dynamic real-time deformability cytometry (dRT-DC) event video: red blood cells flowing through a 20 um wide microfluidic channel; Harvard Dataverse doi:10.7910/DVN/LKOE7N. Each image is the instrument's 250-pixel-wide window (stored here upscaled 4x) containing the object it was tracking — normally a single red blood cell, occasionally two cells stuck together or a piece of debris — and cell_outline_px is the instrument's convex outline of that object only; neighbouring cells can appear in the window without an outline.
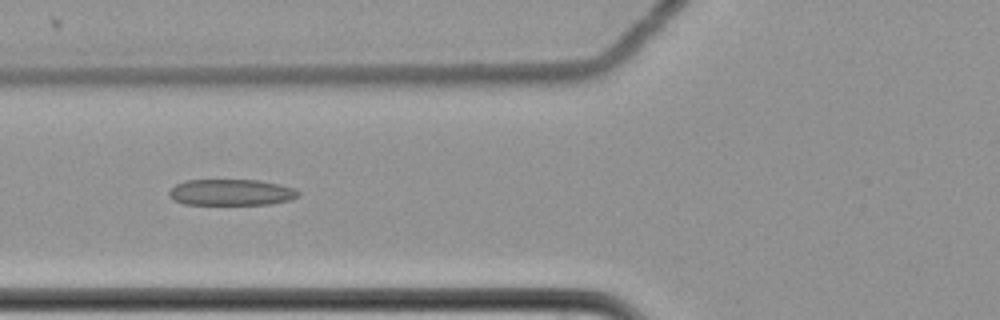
{"species": "common noctule bat (a hibernating species)", "species_latin": "Nyctalus noctula", "temperature_condition": "cold", "stored_images_in_passage": 9, "camera_frame_rate_fps": 3000, "um_per_image_px": 0.085, "animal": {"sex": "female", "body_mass_g": 22.7, "forearm_length_mm": 54.2}, "frame": {"image": 1, "passage_image": 7, "time_ms": 2.0, "image_size_px": [1000, 320], "cell_outline_px": [[300, 196], [288, 200], [272, 204], [184, 204], [172, 200], [168, 196], [168, 192], [176, 184], [184, 180], [260, 180], [296, 188], [300, 192]], "centroid_in_image_um": [19.65, 16.35], "position_along_channel_um": 106.2, "area_um2": 19.88}}
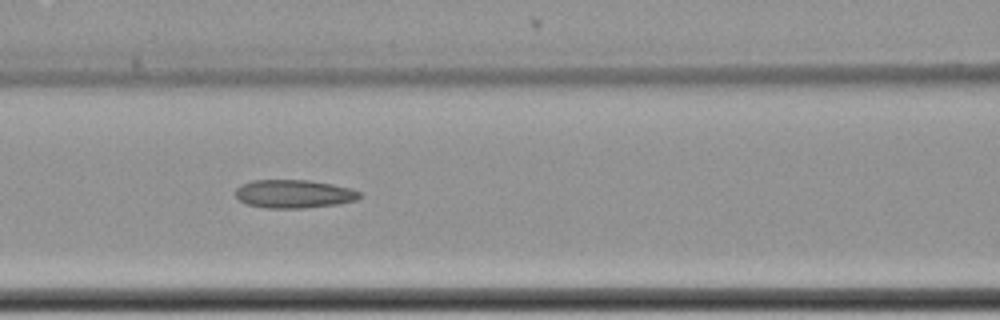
{"frame": {"image": 2, "passage_image": 8, "time_ms": 2.333, "image_size_px": [1000, 320], "cell_outline_px": [[360, 196], [356, 200], [340, 204], [304, 208], [268, 208], [248, 204], [240, 200], [236, 196], [236, 188], [240, 184], [252, 180], [312, 180], [352, 188], [360, 192]], "centroid_in_image_um": [25.0, 16.47], "position_along_channel_um": 141.6, "area_um2": 20.58}}
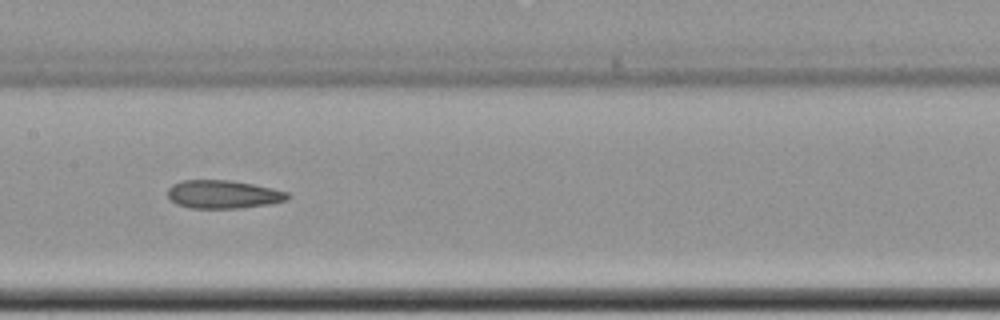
{"frame": {"image": 3, "passage_image": 9, "time_ms": 2.667, "image_size_px": [1000, 320], "cell_outline_px": [[292, 196], [288, 200], [272, 204], [240, 208], [188, 208], [176, 204], [168, 196], [168, 188], [172, 184], [180, 180], [232, 180], [272, 188], [288, 192]], "centroid_in_image_um": [19.0, 16.52], "position_along_channel_um": 188.4, "area_um2": 20.0}}